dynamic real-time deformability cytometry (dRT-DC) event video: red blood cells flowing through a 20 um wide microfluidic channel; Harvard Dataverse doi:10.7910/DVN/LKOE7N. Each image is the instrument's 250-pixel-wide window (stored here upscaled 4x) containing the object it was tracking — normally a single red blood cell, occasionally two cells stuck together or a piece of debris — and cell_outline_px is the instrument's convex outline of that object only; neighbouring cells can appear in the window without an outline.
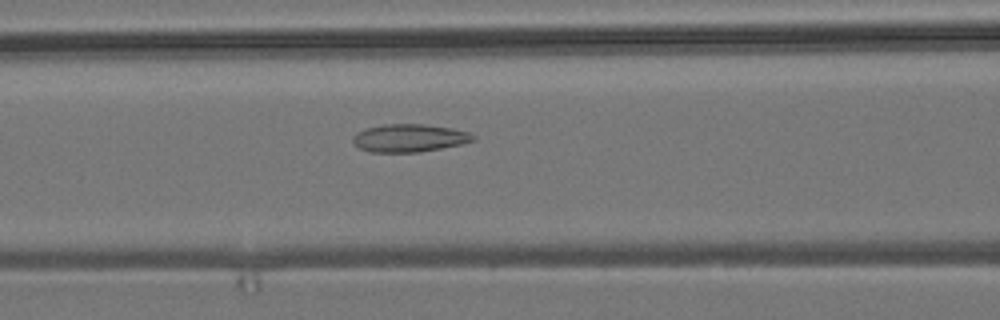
{"species": "common noctule bat (a hibernating species)", "species_latin": "Nyctalus noctula", "temperature_condition": "room temperature", "stored_images_in_passage": 42, "camera_frame_rate_fps": 3000, "um_per_image_px": 0.085, "animal": {"sex": "male", "body_mass_g": 19.2, "forearm_length_mm": 51.8}, "frame": {"image": 1, "passage_image": 15, "time_ms": 4.667, "image_size_px": [1000, 320], "cell_outline_px": [[476, 140], [460, 144], [420, 152], [372, 152], [360, 148], [352, 140], [352, 136], [356, 132], [364, 128], [384, 124], [424, 124], [452, 128], [468, 132], [476, 136]], "centroid_in_image_um": [34.78, 11.72], "position_along_channel_um": 131.8, "area_um2": 19.54}}
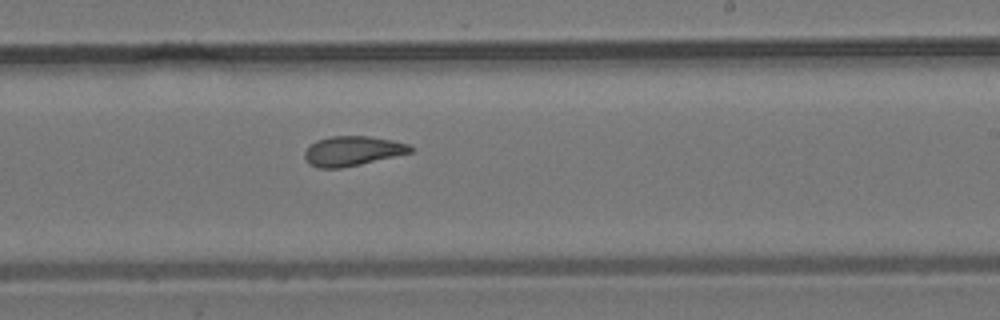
{"frame": {"image": 2, "passage_image": 25, "time_ms": 8.0, "image_size_px": [1000, 320], "cell_outline_px": [[412, 152], [360, 164], [340, 168], [316, 168], [308, 164], [304, 160], [304, 152], [316, 140], [332, 136], [368, 136], [392, 140], [408, 144], [412, 148]], "centroid_in_image_um": [29.91, 12.84], "position_along_channel_um": 259.1, "area_um2": 18.21}}
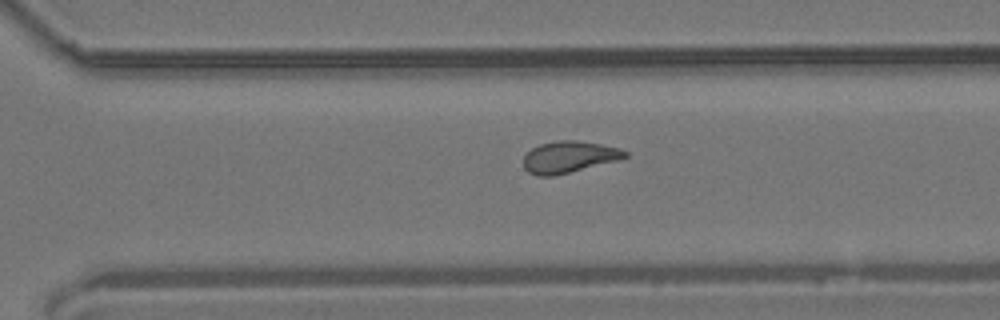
{"frame": {"image": 3, "passage_image": 30, "time_ms": 9.667, "image_size_px": [1000, 320], "cell_outline_px": [[628, 156], [620, 160], [556, 176], [536, 176], [528, 172], [524, 168], [524, 156], [532, 148], [540, 144], [556, 140], [576, 140], [600, 144], [620, 148], [628, 152]], "centroid_in_image_um": [48.38, 13.35], "position_along_channel_um": 322.2, "area_um2": 18.96}, "authors_computed_cell_mechanics": {"area_um2": 18.496, "velocity_mm_per_s": 3.8185, "shape_relaxation_time_tau1_ms": null, "shape_relaxation_time_tau2_ms": 2.1396, "deformation_change_tau1": null, "deformation_change_tau2": 0.0882}}